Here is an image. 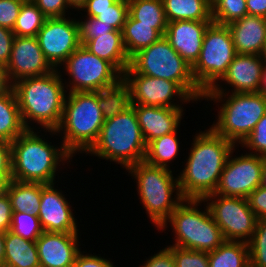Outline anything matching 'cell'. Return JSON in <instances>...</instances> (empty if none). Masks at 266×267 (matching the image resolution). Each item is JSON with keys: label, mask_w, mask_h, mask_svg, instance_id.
<instances>
[{"label": "cell", "mask_w": 266, "mask_h": 267, "mask_svg": "<svg viewBox=\"0 0 266 267\" xmlns=\"http://www.w3.org/2000/svg\"><path fill=\"white\" fill-rule=\"evenodd\" d=\"M183 170L178 175L184 199L203 200L218 186L228 156L237 146L211 127L195 134Z\"/></svg>", "instance_id": "cell-1"}, {"label": "cell", "mask_w": 266, "mask_h": 267, "mask_svg": "<svg viewBox=\"0 0 266 267\" xmlns=\"http://www.w3.org/2000/svg\"><path fill=\"white\" fill-rule=\"evenodd\" d=\"M61 73L60 69H55L51 73L23 78L12 84L26 129L36 128L35 123L42 130H56L59 127L67 94Z\"/></svg>", "instance_id": "cell-2"}, {"label": "cell", "mask_w": 266, "mask_h": 267, "mask_svg": "<svg viewBox=\"0 0 266 267\" xmlns=\"http://www.w3.org/2000/svg\"><path fill=\"white\" fill-rule=\"evenodd\" d=\"M39 131L37 128L26 129L11 142L13 180L41 184L56 183L57 169L61 163L64 166L65 162H71L73 156L62 143L58 147L55 144L53 146L52 142L45 139L44 136L47 134L43 135L41 130Z\"/></svg>", "instance_id": "cell-3"}, {"label": "cell", "mask_w": 266, "mask_h": 267, "mask_svg": "<svg viewBox=\"0 0 266 267\" xmlns=\"http://www.w3.org/2000/svg\"><path fill=\"white\" fill-rule=\"evenodd\" d=\"M104 121L98 105V92H67L59 127L43 131L52 136H63L61 143L74 157L77 152L85 154L92 148Z\"/></svg>", "instance_id": "cell-4"}, {"label": "cell", "mask_w": 266, "mask_h": 267, "mask_svg": "<svg viewBox=\"0 0 266 267\" xmlns=\"http://www.w3.org/2000/svg\"><path fill=\"white\" fill-rule=\"evenodd\" d=\"M204 99L221 103L211 128L238 147L266 114V96L257 92L230 93L229 88L216 84L204 94Z\"/></svg>", "instance_id": "cell-5"}, {"label": "cell", "mask_w": 266, "mask_h": 267, "mask_svg": "<svg viewBox=\"0 0 266 267\" xmlns=\"http://www.w3.org/2000/svg\"><path fill=\"white\" fill-rule=\"evenodd\" d=\"M146 148L147 144L135 109L131 106L119 115L104 121L96 143L86 155L115 162L127 169L144 161Z\"/></svg>", "instance_id": "cell-6"}, {"label": "cell", "mask_w": 266, "mask_h": 267, "mask_svg": "<svg viewBox=\"0 0 266 267\" xmlns=\"http://www.w3.org/2000/svg\"><path fill=\"white\" fill-rule=\"evenodd\" d=\"M126 171L136 180L138 199L143 204L147 217L159 230L184 200L178 175L174 177L172 169L153 166L145 161L131 165Z\"/></svg>", "instance_id": "cell-7"}, {"label": "cell", "mask_w": 266, "mask_h": 267, "mask_svg": "<svg viewBox=\"0 0 266 267\" xmlns=\"http://www.w3.org/2000/svg\"><path fill=\"white\" fill-rule=\"evenodd\" d=\"M201 203H203V200L184 199L158 230H167L169 223L175 235V243L172 246L210 252L225 241L221 229L214 221L207 204L203 203L204 210L198 207Z\"/></svg>", "instance_id": "cell-8"}, {"label": "cell", "mask_w": 266, "mask_h": 267, "mask_svg": "<svg viewBox=\"0 0 266 267\" xmlns=\"http://www.w3.org/2000/svg\"><path fill=\"white\" fill-rule=\"evenodd\" d=\"M124 72L177 82L195 101L204 100L205 93L194 80L192 66L176 52L165 36L134 54Z\"/></svg>", "instance_id": "cell-9"}, {"label": "cell", "mask_w": 266, "mask_h": 267, "mask_svg": "<svg viewBox=\"0 0 266 267\" xmlns=\"http://www.w3.org/2000/svg\"><path fill=\"white\" fill-rule=\"evenodd\" d=\"M235 56L228 26L212 22L205 31L199 58L192 66L198 87L206 93L218 84Z\"/></svg>", "instance_id": "cell-10"}, {"label": "cell", "mask_w": 266, "mask_h": 267, "mask_svg": "<svg viewBox=\"0 0 266 267\" xmlns=\"http://www.w3.org/2000/svg\"><path fill=\"white\" fill-rule=\"evenodd\" d=\"M61 67L69 77V82L64 81L66 91L69 92H98L123 79V75L110 62L92 54L83 45H80Z\"/></svg>", "instance_id": "cell-11"}, {"label": "cell", "mask_w": 266, "mask_h": 267, "mask_svg": "<svg viewBox=\"0 0 266 267\" xmlns=\"http://www.w3.org/2000/svg\"><path fill=\"white\" fill-rule=\"evenodd\" d=\"M203 202H206L225 241L247 243L251 239L258 218L251 210L247 198L228 197L213 193L207 195Z\"/></svg>", "instance_id": "cell-12"}, {"label": "cell", "mask_w": 266, "mask_h": 267, "mask_svg": "<svg viewBox=\"0 0 266 267\" xmlns=\"http://www.w3.org/2000/svg\"><path fill=\"white\" fill-rule=\"evenodd\" d=\"M123 80L129 86L132 105L184 109L182 104L195 101L177 82L137 72H124ZM175 96L180 100L177 101Z\"/></svg>", "instance_id": "cell-13"}, {"label": "cell", "mask_w": 266, "mask_h": 267, "mask_svg": "<svg viewBox=\"0 0 266 267\" xmlns=\"http://www.w3.org/2000/svg\"><path fill=\"white\" fill-rule=\"evenodd\" d=\"M231 151L214 194L248 198L261 185L263 157L250 153L234 156Z\"/></svg>", "instance_id": "cell-14"}, {"label": "cell", "mask_w": 266, "mask_h": 267, "mask_svg": "<svg viewBox=\"0 0 266 267\" xmlns=\"http://www.w3.org/2000/svg\"><path fill=\"white\" fill-rule=\"evenodd\" d=\"M46 18L36 38L45 59L54 69H61L66 59L81 45L76 18Z\"/></svg>", "instance_id": "cell-15"}, {"label": "cell", "mask_w": 266, "mask_h": 267, "mask_svg": "<svg viewBox=\"0 0 266 267\" xmlns=\"http://www.w3.org/2000/svg\"><path fill=\"white\" fill-rule=\"evenodd\" d=\"M54 70L45 59L36 37H14L10 59L6 66L7 77L11 84L23 78L42 76Z\"/></svg>", "instance_id": "cell-16"}, {"label": "cell", "mask_w": 266, "mask_h": 267, "mask_svg": "<svg viewBox=\"0 0 266 267\" xmlns=\"http://www.w3.org/2000/svg\"><path fill=\"white\" fill-rule=\"evenodd\" d=\"M55 183L41 184V201L37 216L45 232L78 233L72 206Z\"/></svg>", "instance_id": "cell-17"}, {"label": "cell", "mask_w": 266, "mask_h": 267, "mask_svg": "<svg viewBox=\"0 0 266 267\" xmlns=\"http://www.w3.org/2000/svg\"><path fill=\"white\" fill-rule=\"evenodd\" d=\"M78 234L44 231L35 241L40 267H72L81 251Z\"/></svg>", "instance_id": "cell-18"}, {"label": "cell", "mask_w": 266, "mask_h": 267, "mask_svg": "<svg viewBox=\"0 0 266 267\" xmlns=\"http://www.w3.org/2000/svg\"><path fill=\"white\" fill-rule=\"evenodd\" d=\"M213 21L178 20L168 22L165 37L191 66L199 58L206 29Z\"/></svg>", "instance_id": "cell-19"}, {"label": "cell", "mask_w": 266, "mask_h": 267, "mask_svg": "<svg viewBox=\"0 0 266 267\" xmlns=\"http://www.w3.org/2000/svg\"><path fill=\"white\" fill-rule=\"evenodd\" d=\"M265 63L266 56L236 54L218 83L224 81V85L229 84L228 87L232 88L230 93L257 92Z\"/></svg>", "instance_id": "cell-20"}, {"label": "cell", "mask_w": 266, "mask_h": 267, "mask_svg": "<svg viewBox=\"0 0 266 267\" xmlns=\"http://www.w3.org/2000/svg\"><path fill=\"white\" fill-rule=\"evenodd\" d=\"M132 106L135 109L146 144L179 129L184 115L183 109L145 105Z\"/></svg>", "instance_id": "cell-21"}, {"label": "cell", "mask_w": 266, "mask_h": 267, "mask_svg": "<svg viewBox=\"0 0 266 267\" xmlns=\"http://www.w3.org/2000/svg\"><path fill=\"white\" fill-rule=\"evenodd\" d=\"M227 26L236 54L266 55V18L247 14Z\"/></svg>", "instance_id": "cell-22"}, {"label": "cell", "mask_w": 266, "mask_h": 267, "mask_svg": "<svg viewBox=\"0 0 266 267\" xmlns=\"http://www.w3.org/2000/svg\"><path fill=\"white\" fill-rule=\"evenodd\" d=\"M83 46L92 54L110 62L122 75L129 67L130 58L126 52L122 31H112L87 40Z\"/></svg>", "instance_id": "cell-23"}, {"label": "cell", "mask_w": 266, "mask_h": 267, "mask_svg": "<svg viewBox=\"0 0 266 267\" xmlns=\"http://www.w3.org/2000/svg\"><path fill=\"white\" fill-rule=\"evenodd\" d=\"M4 267H40L37 245L8 230L5 233Z\"/></svg>", "instance_id": "cell-24"}, {"label": "cell", "mask_w": 266, "mask_h": 267, "mask_svg": "<svg viewBox=\"0 0 266 267\" xmlns=\"http://www.w3.org/2000/svg\"><path fill=\"white\" fill-rule=\"evenodd\" d=\"M26 130L13 87L0 94V141L13 142Z\"/></svg>", "instance_id": "cell-25"}, {"label": "cell", "mask_w": 266, "mask_h": 267, "mask_svg": "<svg viewBox=\"0 0 266 267\" xmlns=\"http://www.w3.org/2000/svg\"><path fill=\"white\" fill-rule=\"evenodd\" d=\"M168 22L213 21L211 0H162Z\"/></svg>", "instance_id": "cell-26"}, {"label": "cell", "mask_w": 266, "mask_h": 267, "mask_svg": "<svg viewBox=\"0 0 266 267\" xmlns=\"http://www.w3.org/2000/svg\"><path fill=\"white\" fill-rule=\"evenodd\" d=\"M123 43L131 58L140 50L149 47L163 35L154 29V25L139 24L129 14L122 29Z\"/></svg>", "instance_id": "cell-27"}, {"label": "cell", "mask_w": 266, "mask_h": 267, "mask_svg": "<svg viewBox=\"0 0 266 267\" xmlns=\"http://www.w3.org/2000/svg\"><path fill=\"white\" fill-rule=\"evenodd\" d=\"M7 194L13 212L37 215L41 201V183L21 182L12 179Z\"/></svg>", "instance_id": "cell-28"}, {"label": "cell", "mask_w": 266, "mask_h": 267, "mask_svg": "<svg viewBox=\"0 0 266 267\" xmlns=\"http://www.w3.org/2000/svg\"><path fill=\"white\" fill-rule=\"evenodd\" d=\"M128 14L139 24L154 25L165 36L168 21L162 0H128Z\"/></svg>", "instance_id": "cell-29"}, {"label": "cell", "mask_w": 266, "mask_h": 267, "mask_svg": "<svg viewBox=\"0 0 266 267\" xmlns=\"http://www.w3.org/2000/svg\"><path fill=\"white\" fill-rule=\"evenodd\" d=\"M209 267H250L248 244L243 241H224L208 252Z\"/></svg>", "instance_id": "cell-30"}, {"label": "cell", "mask_w": 266, "mask_h": 267, "mask_svg": "<svg viewBox=\"0 0 266 267\" xmlns=\"http://www.w3.org/2000/svg\"><path fill=\"white\" fill-rule=\"evenodd\" d=\"M177 133L178 129L173 133L150 141L147 144L144 161L150 165L170 170V162L175 160L180 152V141Z\"/></svg>", "instance_id": "cell-31"}, {"label": "cell", "mask_w": 266, "mask_h": 267, "mask_svg": "<svg viewBox=\"0 0 266 267\" xmlns=\"http://www.w3.org/2000/svg\"><path fill=\"white\" fill-rule=\"evenodd\" d=\"M98 105L104 119H110L132 106L128 84L121 79L117 84L98 91Z\"/></svg>", "instance_id": "cell-32"}, {"label": "cell", "mask_w": 266, "mask_h": 267, "mask_svg": "<svg viewBox=\"0 0 266 267\" xmlns=\"http://www.w3.org/2000/svg\"><path fill=\"white\" fill-rule=\"evenodd\" d=\"M46 18L31 0L24 2L12 31L15 36L36 37Z\"/></svg>", "instance_id": "cell-33"}, {"label": "cell", "mask_w": 266, "mask_h": 267, "mask_svg": "<svg viewBox=\"0 0 266 267\" xmlns=\"http://www.w3.org/2000/svg\"><path fill=\"white\" fill-rule=\"evenodd\" d=\"M212 20L220 25L240 19L248 14L246 0H212Z\"/></svg>", "instance_id": "cell-34"}, {"label": "cell", "mask_w": 266, "mask_h": 267, "mask_svg": "<svg viewBox=\"0 0 266 267\" xmlns=\"http://www.w3.org/2000/svg\"><path fill=\"white\" fill-rule=\"evenodd\" d=\"M85 17H95L106 25H112L115 30L122 31L128 16V0H117L108 9L84 10Z\"/></svg>", "instance_id": "cell-35"}, {"label": "cell", "mask_w": 266, "mask_h": 267, "mask_svg": "<svg viewBox=\"0 0 266 267\" xmlns=\"http://www.w3.org/2000/svg\"><path fill=\"white\" fill-rule=\"evenodd\" d=\"M10 231L30 241H36L44 232L38 216L26 212H13Z\"/></svg>", "instance_id": "cell-36"}, {"label": "cell", "mask_w": 266, "mask_h": 267, "mask_svg": "<svg viewBox=\"0 0 266 267\" xmlns=\"http://www.w3.org/2000/svg\"><path fill=\"white\" fill-rule=\"evenodd\" d=\"M247 244L250 267H266V218L257 220L256 229Z\"/></svg>", "instance_id": "cell-37"}, {"label": "cell", "mask_w": 266, "mask_h": 267, "mask_svg": "<svg viewBox=\"0 0 266 267\" xmlns=\"http://www.w3.org/2000/svg\"><path fill=\"white\" fill-rule=\"evenodd\" d=\"M167 247L173 253L175 267H209L208 252L195 251L172 245Z\"/></svg>", "instance_id": "cell-38"}, {"label": "cell", "mask_w": 266, "mask_h": 267, "mask_svg": "<svg viewBox=\"0 0 266 267\" xmlns=\"http://www.w3.org/2000/svg\"><path fill=\"white\" fill-rule=\"evenodd\" d=\"M240 146L252 151H248L250 154L259 155L266 158V114L255 125L254 129Z\"/></svg>", "instance_id": "cell-39"}, {"label": "cell", "mask_w": 266, "mask_h": 267, "mask_svg": "<svg viewBox=\"0 0 266 267\" xmlns=\"http://www.w3.org/2000/svg\"><path fill=\"white\" fill-rule=\"evenodd\" d=\"M77 20L79 24L80 42L83 45L87 40L97 38L99 35L106 34L112 31H118L112 25H106L95 17H85ZM84 20V21H82Z\"/></svg>", "instance_id": "cell-40"}, {"label": "cell", "mask_w": 266, "mask_h": 267, "mask_svg": "<svg viewBox=\"0 0 266 267\" xmlns=\"http://www.w3.org/2000/svg\"><path fill=\"white\" fill-rule=\"evenodd\" d=\"M23 3L22 0H0V27L13 30Z\"/></svg>", "instance_id": "cell-41"}, {"label": "cell", "mask_w": 266, "mask_h": 267, "mask_svg": "<svg viewBox=\"0 0 266 267\" xmlns=\"http://www.w3.org/2000/svg\"><path fill=\"white\" fill-rule=\"evenodd\" d=\"M47 18L65 17L69 5L67 0H31Z\"/></svg>", "instance_id": "cell-42"}, {"label": "cell", "mask_w": 266, "mask_h": 267, "mask_svg": "<svg viewBox=\"0 0 266 267\" xmlns=\"http://www.w3.org/2000/svg\"><path fill=\"white\" fill-rule=\"evenodd\" d=\"M247 199L256 217L266 218V188L258 186Z\"/></svg>", "instance_id": "cell-43"}, {"label": "cell", "mask_w": 266, "mask_h": 267, "mask_svg": "<svg viewBox=\"0 0 266 267\" xmlns=\"http://www.w3.org/2000/svg\"><path fill=\"white\" fill-rule=\"evenodd\" d=\"M86 252L80 251L76 257L75 263L72 267H115L111 260H107L106 258H102L100 254H84Z\"/></svg>", "instance_id": "cell-44"}, {"label": "cell", "mask_w": 266, "mask_h": 267, "mask_svg": "<svg viewBox=\"0 0 266 267\" xmlns=\"http://www.w3.org/2000/svg\"><path fill=\"white\" fill-rule=\"evenodd\" d=\"M140 267H175L173 253L168 247H164L144 261V264H140Z\"/></svg>", "instance_id": "cell-45"}, {"label": "cell", "mask_w": 266, "mask_h": 267, "mask_svg": "<svg viewBox=\"0 0 266 267\" xmlns=\"http://www.w3.org/2000/svg\"><path fill=\"white\" fill-rule=\"evenodd\" d=\"M14 37L12 30L0 27V64L5 67L10 59Z\"/></svg>", "instance_id": "cell-46"}, {"label": "cell", "mask_w": 266, "mask_h": 267, "mask_svg": "<svg viewBox=\"0 0 266 267\" xmlns=\"http://www.w3.org/2000/svg\"><path fill=\"white\" fill-rule=\"evenodd\" d=\"M12 206L8 194L0 197V232L6 233L12 224Z\"/></svg>", "instance_id": "cell-47"}, {"label": "cell", "mask_w": 266, "mask_h": 267, "mask_svg": "<svg viewBox=\"0 0 266 267\" xmlns=\"http://www.w3.org/2000/svg\"><path fill=\"white\" fill-rule=\"evenodd\" d=\"M0 174H12V146L7 141H0Z\"/></svg>", "instance_id": "cell-48"}, {"label": "cell", "mask_w": 266, "mask_h": 267, "mask_svg": "<svg viewBox=\"0 0 266 267\" xmlns=\"http://www.w3.org/2000/svg\"><path fill=\"white\" fill-rule=\"evenodd\" d=\"M248 15L266 18V0H246Z\"/></svg>", "instance_id": "cell-49"}, {"label": "cell", "mask_w": 266, "mask_h": 267, "mask_svg": "<svg viewBox=\"0 0 266 267\" xmlns=\"http://www.w3.org/2000/svg\"><path fill=\"white\" fill-rule=\"evenodd\" d=\"M116 1L117 0H88L81 11L108 9V7L113 5Z\"/></svg>", "instance_id": "cell-50"}, {"label": "cell", "mask_w": 266, "mask_h": 267, "mask_svg": "<svg viewBox=\"0 0 266 267\" xmlns=\"http://www.w3.org/2000/svg\"><path fill=\"white\" fill-rule=\"evenodd\" d=\"M12 87L8 77L6 67L0 64V94L7 92Z\"/></svg>", "instance_id": "cell-51"}, {"label": "cell", "mask_w": 266, "mask_h": 267, "mask_svg": "<svg viewBox=\"0 0 266 267\" xmlns=\"http://www.w3.org/2000/svg\"><path fill=\"white\" fill-rule=\"evenodd\" d=\"M12 180V174H0V197L7 194L8 186Z\"/></svg>", "instance_id": "cell-52"}, {"label": "cell", "mask_w": 266, "mask_h": 267, "mask_svg": "<svg viewBox=\"0 0 266 267\" xmlns=\"http://www.w3.org/2000/svg\"><path fill=\"white\" fill-rule=\"evenodd\" d=\"M257 93L266 96V63H265V66L262 70V75L260 78V85H259V88L257 90Z\"/></svg>", "instance_id": "cell-53"}, {"label": "cell", "mask_w": 266, "mask_h": 267, "mask_svg": "<svg viewBox=\"0 0 266 267\" xmlns=\"http://www.w3.org/2000/svg\"><path fill=\"white\" fill-rule=\"evenodd\" d=\"M87 1L88 0H67V3L69 5V10L72 9L73 11V9H75L81 11V9L85 6Z\"/></svg>", "instance_id": "cell-54"}, {"label": "cell", "mask_w": 266, "mask_h": 267, "mask_svg": "<svg viewBox=\"0 0 266 267\" xmlns=\"http://www.w3.org/2000/svg\"><path fill=\"white\" fill-rule=\"evenodd\" d=\"M5 233L0 232V267H4L5 259Z\"/></svg>", "instance_id": "cell-55"}, {"label": "cell", "mask_w": 266, "mask_h": 267, "mask_svg": "<svg viewBox=\"0 0 266 267\" xmlns=\"http://www.w3.org/2000/svg\"><path fill=\"white\" fill-rule=\"evenodd\" d=\"M266 188V158L263 157V167H262V177H261V185Z\"/></svg>", "instance_id": "cell-56"}]
</instances>
